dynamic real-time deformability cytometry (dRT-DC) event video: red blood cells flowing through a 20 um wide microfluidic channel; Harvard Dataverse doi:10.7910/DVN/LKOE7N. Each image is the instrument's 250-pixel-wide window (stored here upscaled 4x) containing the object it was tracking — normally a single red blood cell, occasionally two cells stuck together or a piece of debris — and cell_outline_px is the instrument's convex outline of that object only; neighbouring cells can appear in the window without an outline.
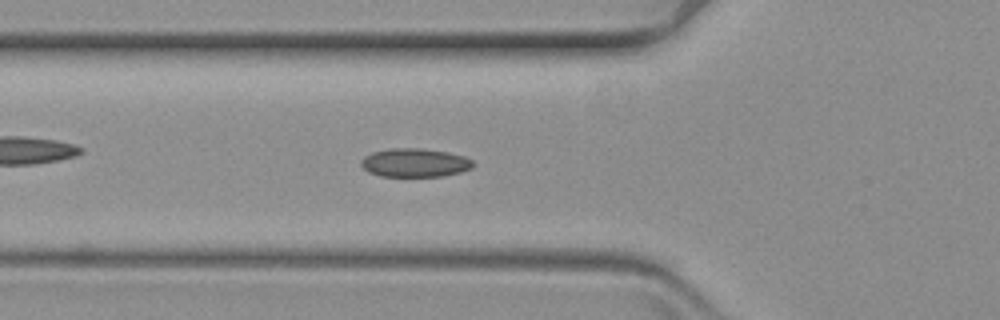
{"species": "common noctule bat (a hibernating species)", "species_latin": "Nyctalus noctula", "temperature_condition": "warm", "stored_images_in_passage": 61, "camera_frame_rate_fps": 3000, "um_per_image_px": 0.085, "animal": {"sex": "female", "body_mass_g": 19.3, "forearm_length_mm": 54.1}, "frame": {"image": 1, "passage_image": 22, "time_ms": 7.0, "image_size_px": [1000, 320], "cell_outline_px": [[476, 164], [472, 168], [460, 172], [444, 176], [380, 176], [368, 172], [360, 164], [360, 160], [364, 156], [372, 152], [388, 148], [420, 148], [448, 152], [464, 156], [472, 160]], "centroid_in_image_um": [35.26, 13.82], "position_along_channel_um": 90.5, "area_um2": 18.84}}
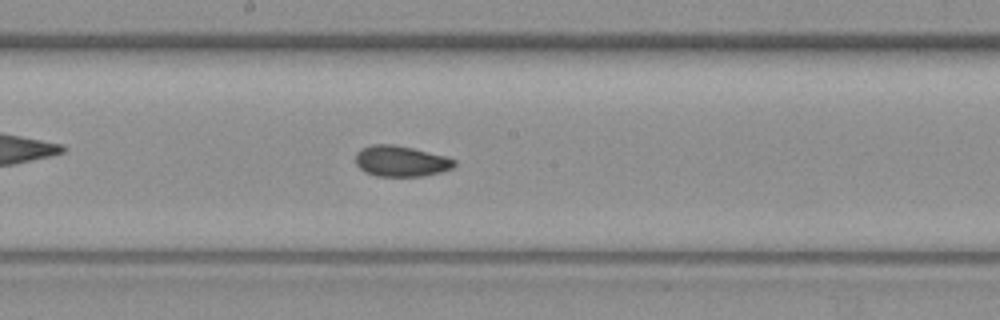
{"frame": {"image": 2, "passage_image": 33, "time_ms": 10.667, "image_size_px": [1000, 320], "cell_outline_px": [[456, 164], [452, 168], [440, 172], [424, 176], [376, 176], [364, 172], [356, 164], [356, 152], [360, 148], [372, 144], [392, 144], [412, 148], [448, 156], [456, 160]], "centroid_in_image_um": [34.08, 13.69], "position_along_channel_um": 214.1, "area_um2": 17.92}}
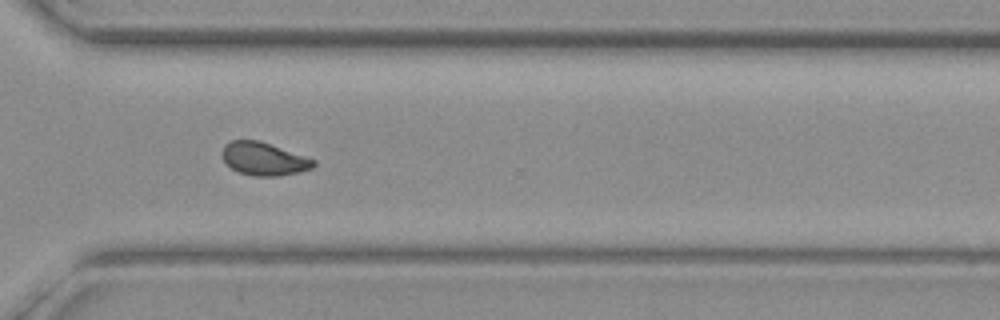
{"frame": {"image": 3, "passage_image": 45, "time_ms": 14.667, "image_size_px": [1000, 320], "cell_outline_px": [[316, 164], [312, 168], [300, 172], [280, 176], [252, 176], [240, 172], [232, 168], [220, 156], [220, 152], [224, 144], [232, 140], [260, 140], [316, 160]], "centroid_in_image_um": [22.41, 13.5], "position_along_channel_um": 348.2, "area_um2": 17.74}}